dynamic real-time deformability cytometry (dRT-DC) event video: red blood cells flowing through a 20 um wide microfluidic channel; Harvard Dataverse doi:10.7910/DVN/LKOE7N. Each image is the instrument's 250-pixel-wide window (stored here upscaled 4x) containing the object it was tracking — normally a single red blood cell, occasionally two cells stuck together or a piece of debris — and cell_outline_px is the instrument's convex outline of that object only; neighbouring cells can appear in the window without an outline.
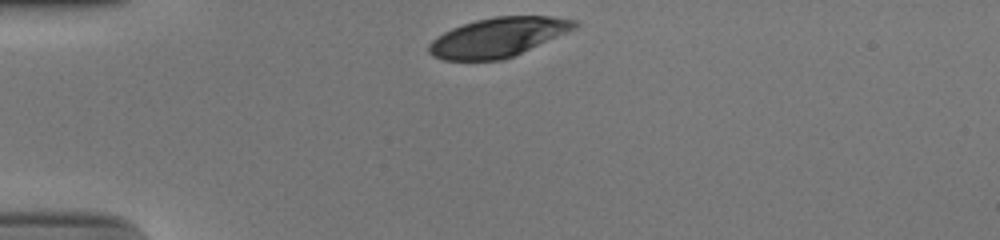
{"species": "human", "species_latin": "Homo sapiens", "temperature_condition": "cold", "stored_images_in_passage": 31, "camera_frame_rate_fps": 3000, "um_per_image_px": 0.085, "donor": {"sex": "male"}, "frame": {"image": 1, "passage_image": 1, "time_ms": 0.0, "image_size_px": [1000, 240], "cell_outline_px": [[580, 24], [576, 28], [512, 56], [500, 60], [444, 60], [432, 56], [428, 52], [428, 44], [432, 40], [444, 32], [452, 28], [476, 20], [496, 16], [552, 16], [576, 20]], "centroid_in_image_um": [42.31, 3.16], "position_along_channel_um": 42.7, "area_um2": 33.0}}
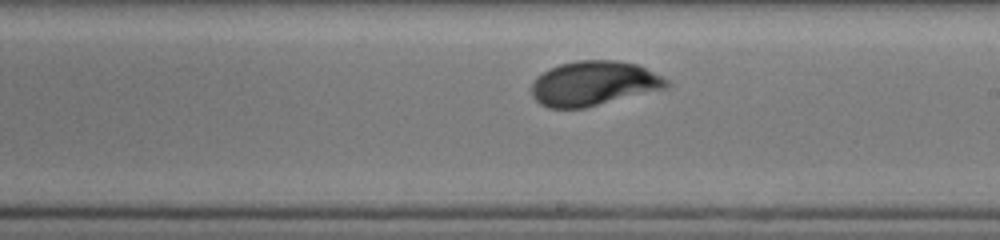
{"frame": {"image": 2, "passage_image": 19, "time_ms": 6.0, "image_size_px": [1000, 240], "cell_outline_px": [[672, 84], [668, 88], [584, 108], [548, 108], [540, 104], [532, 96], [532, 84], [536, 76], [548, 68], [560, 64], [580, 60], [616, 60], [636, 64], [668, 80]], "centroid_in_image_um": [50.45, 7.09], "position_along_channel_um": 238.6, "area_um2": 35.14}}
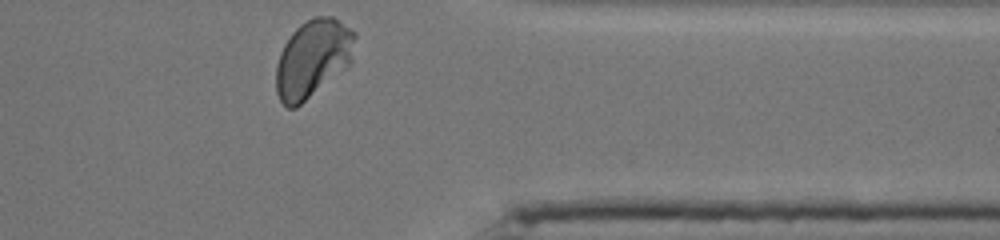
{"frame": {"image": 3, "passage_image": 31, "time_ms": 10.0, "image_size_px": [1000, 240], "cell_outline_px": [[356, 36], [352, 60], [344, 68], [296, 108], [288, 108], [280, 100], [276, 92], [276, 64], [280, 52], [284, 44], [292, 32], [300, 24], [312, 16], [332, 16], [356, 32]], "centroid_in_image_um": [26.57, 4.94], "position_along_channel_um": 384.8, "area_um2": 35.55}, "authors_computed_cell_mechanics": {"area_um2": 35.1424, "velocity_mm_per_s": 3.8552, "shape_relaxation_time_tau1_ms": 2.2841, "shape_relaxation_time_tau2_ms": null, "deformation_change_tau1": 0.1359, "deformation_change_tau2": null}}